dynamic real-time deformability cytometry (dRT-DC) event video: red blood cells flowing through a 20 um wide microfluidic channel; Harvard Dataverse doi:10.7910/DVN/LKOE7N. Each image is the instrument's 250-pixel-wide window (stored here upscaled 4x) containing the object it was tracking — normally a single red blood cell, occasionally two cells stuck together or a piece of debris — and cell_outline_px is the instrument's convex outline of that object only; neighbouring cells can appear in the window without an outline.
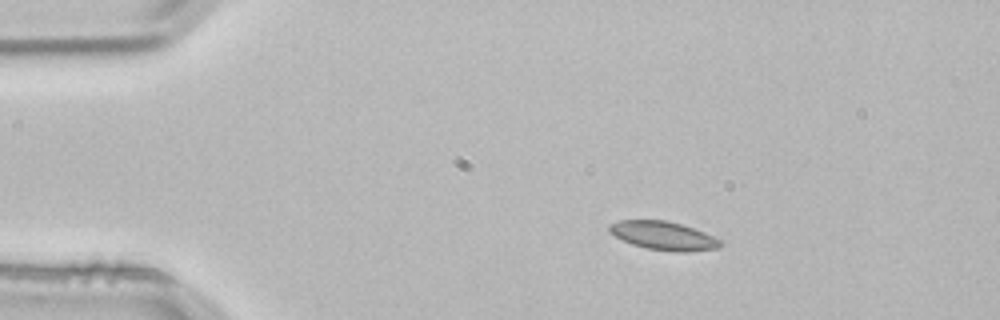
{"species": "common noctule bat (a hibernating species)", "species_latin": "Nyctalus noctula", "temperature_condition": "room temperature", "stored_images_in_passage": 3, "camera_frame_rate_fps": 3000, "um_per_image_px": 0.085, "animal": {"sex": "male", "body_mass_g": 21.5, "forearm_length_mm": 52.0}, "frame": {"image": 1, "passage_image": 2, "time_ms": 0.333, "image_size_px": [1000, 320], "cell_outline_px": [[720, 244], [716, 248], [684, 252], [676, 252], [648, 248], [632, 244], [608, 232], [608, 224], [620, 220], [668, 220], [704, 232], [720, 240]], "centroid_in_image_um": [56.34, 20.02], "position_along_channel_um": 28.7, "area_um2": 18.15}}